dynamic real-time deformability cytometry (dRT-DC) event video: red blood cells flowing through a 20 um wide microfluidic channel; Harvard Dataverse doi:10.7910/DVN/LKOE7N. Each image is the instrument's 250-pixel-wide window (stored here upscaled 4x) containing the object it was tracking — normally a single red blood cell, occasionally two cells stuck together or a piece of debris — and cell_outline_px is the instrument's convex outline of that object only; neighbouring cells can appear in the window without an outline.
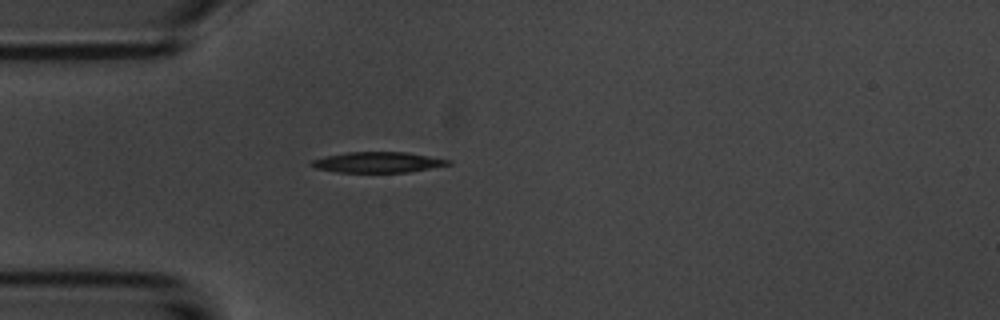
{"species": "common noctule bat (a hibernating species)", "species_latin": "Nyctalus noctula", "temperature_condition": "room temperature", "stored_images_in_passage": 1, "camera_frame_rate_fps": 3000, "um_per_image_px": 0.085, "animal": {"sex": "male", "body_mass_g": 20.1, "forearm_length_mm": 53.5}, "frame": {"image": 1, "passage_image": 1, "time_ms": 0.0, "image_size_px": [1000, 320], "cell_outline_px": [[452, 164], [408, 172], [336, 172], [316, 168], [308, 164], [312, 160], [324, 156], [348, 152], [408, 152], [452, 160]], "centroid_in_image_um": [32.11, 13.79], "position_along_channel_um": 52.9, "area_um2": 16.47}}